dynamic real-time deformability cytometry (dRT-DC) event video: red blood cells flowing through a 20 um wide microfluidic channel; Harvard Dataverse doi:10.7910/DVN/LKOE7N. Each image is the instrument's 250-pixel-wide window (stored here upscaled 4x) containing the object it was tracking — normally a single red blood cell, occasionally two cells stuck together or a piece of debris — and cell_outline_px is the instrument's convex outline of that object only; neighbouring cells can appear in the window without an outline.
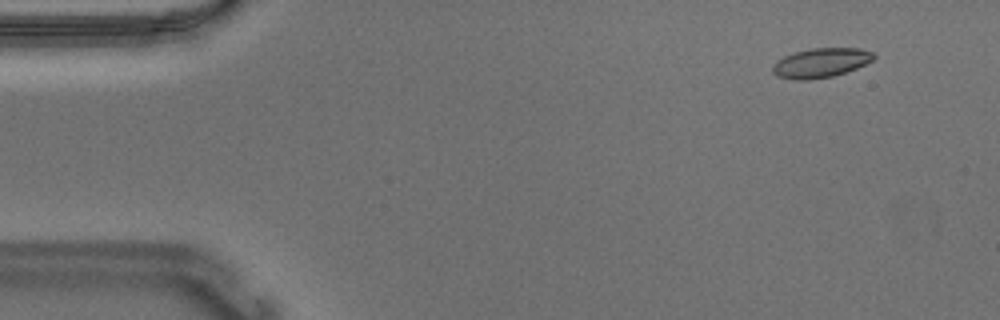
{"species": "Egyptian fruit bat (a non-hibernating species)", "species_latin": "Rousettus aegyptiacus", "temperature_condition": "warm", "stored_images_in_passage": 52, "camera_frame_rate_fps": 3000, "um_per_image_px": 0.085, "animal": {"sex": "male"}, "frame": {"image": 1, "passage_image": 2, "time_ms": 0.333, "image_size_px": [1000, 320], "cell_outline_px": [[876, 56], [872, 60], [856, 68], [832, 76], [808, 80], [796, 80], [776, 76], [772, 72], [772, 68], [776, 60], [784, 56], [796, 52], [812, 48], [860, 48], [872, 52]], "centroid_in_image_um": [69.74, 5.34], "position_along_channel_um": 15.3, "area_um2": 17.22}}
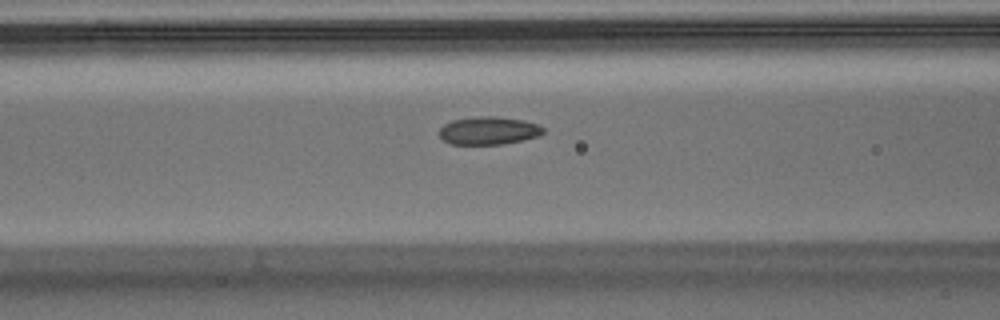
{"frame": {"image": 2, "passage_image": 19, "time_ms": 6.0, "image_size_px": [1000, 320], "cell_outline_px": [[544, 132], [540, 136], [504, 144], [448, 144], [440, 136], [440, 128], [444, 124], [452, 120], [476, 116], [496, 116], [524, 120], [536, 124], [544, 128]], "centroid_in_image_um": [41.54, 11.1], "position_along_channel_um": 125.1, "area_um2": 16.99}}
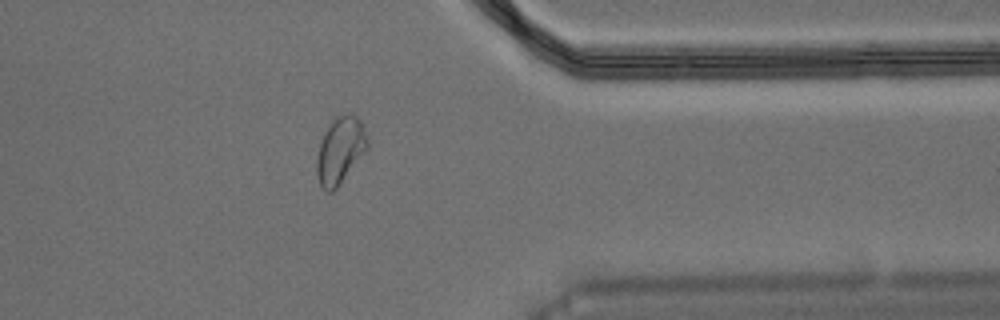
{"frame": {"image": 3, "passage_image": 41, "time_ms": 13.333, "image_size_px": [1000, 320], "cell_outline_px": [[368, 148], [336, 188], [332, 192], [324, 192], [320, 188], [316, 172], [316, 160], [320, 140], [328, 124], [336, 116], [344, 112], [352, 112], [360, 120], [368, 140]], "centroid_in_image_um": [28.88, 12.76], "position_along_channel_um": 382.5, "area_um2": 19.94}, "authors_computed_cell_mechanics": {"area_um2": 17.2822, "velocity_mm_per_s": 3.6767, "shape_relaxation_time_tau1_ms": 5.72, "shape_relaxation_time_tau2_ms": 1.2445, "deformation_change_tau1": 0.1434, "deformation_change_tau2": 0.0598}}